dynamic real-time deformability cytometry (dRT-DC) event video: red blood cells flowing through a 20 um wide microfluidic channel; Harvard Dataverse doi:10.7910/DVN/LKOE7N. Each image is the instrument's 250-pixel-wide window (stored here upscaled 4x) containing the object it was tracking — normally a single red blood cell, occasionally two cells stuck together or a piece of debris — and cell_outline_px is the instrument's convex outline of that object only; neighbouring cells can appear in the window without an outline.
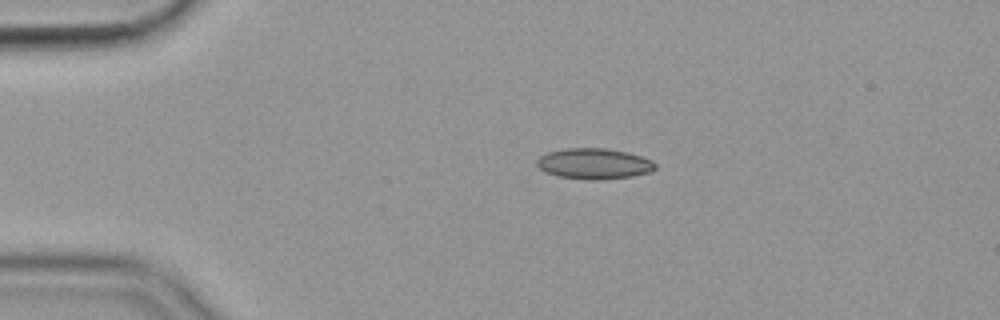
{"species": "common noctule bat (a hibernating species)", "species_latin": "Nyctalus noctula", "temperature_condition": "cold", "stored_images_in_passage": 45, "camera_frame_rate_fps": 3000, "um_per_image_px": 0.085, "animal": {"sex": "female", "body_mass_g": 19.9}, "frame": {"image": 1, "passage_image": 1, "time_ms": 0.0, "image_size_px": [1000, 320], "cell_outline_px": [[656, 168], [648, 172], [632, 176], [592, 180], [560, 176], [548, 172], [540, 168], [536, 164], [536, 160], [540, 156], [548, 152], [564, 148], [604, 148], [624, 152], [640, 156], [652, 160], [656, 164]], "centroid_in_image_um": [50.48, 13.9], "position_along_channel_um": 34.5, "area_um2": 20.81}}
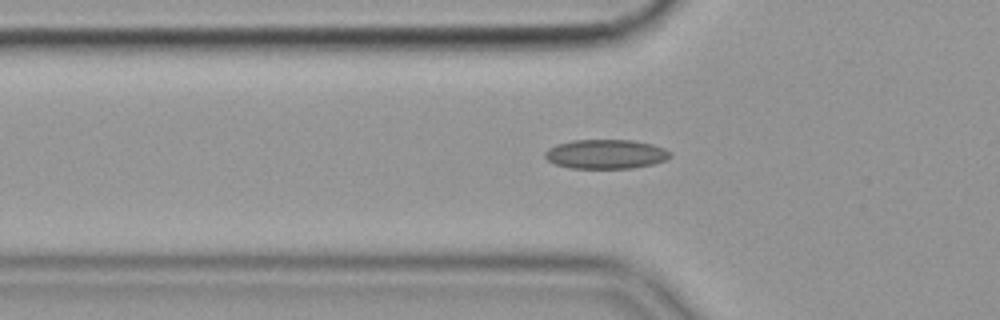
{"frame": {"image": 2, "passage_image": 8, "time_ms": 2.333, "image_size_px": [1000, 320], "cell_outline_px": [[672, 156], [664, 160], [652, 164], [632, 168], [568, 168], [556, 164], [548, 160], [544, 156], [544, 152], [548, 148], [556, 144], [572, 140], [632, 140], [652, 144], [664, 148], [672, 152]], "centroid_in_image_um": [51.48, 13.09], "position_along_channel_um": 74.3, "area_um2": 21.44}}
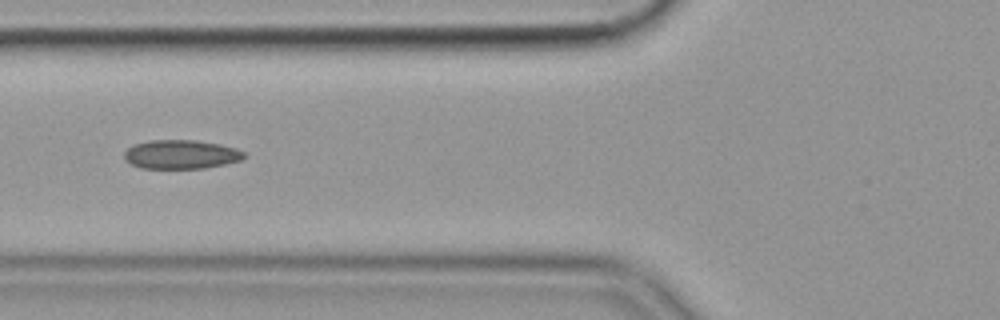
{"frame": {"image": 3, "passage_image": 11, "time_ms": 3.333, "image_size_px": [1000, 320], "cell_outline_px": [[244, 156], [240, 160], [224, 164], [204, 168], [140, 168], [124, 160], [124, 152], [132, 144], [148, 140], [196, 140], [220, 144], [236, 148], [244, 152]], "centroid_in_image_um": [15.34, 13.11], "position_along_channel_um": 110.5, "area_um2": 20.23}, "authors_computed_cell_mechanics": {"area_um2": 19.9988, "velocity_mm_per_s": 3.5727, "shape_relaxation_time_tau1_ms": 6.841, "shape_relaxation_time_tau2_ms": 4.809, "deformation_change_tau1": 0.1122, "deformation_change_tau2": 0.1163}}